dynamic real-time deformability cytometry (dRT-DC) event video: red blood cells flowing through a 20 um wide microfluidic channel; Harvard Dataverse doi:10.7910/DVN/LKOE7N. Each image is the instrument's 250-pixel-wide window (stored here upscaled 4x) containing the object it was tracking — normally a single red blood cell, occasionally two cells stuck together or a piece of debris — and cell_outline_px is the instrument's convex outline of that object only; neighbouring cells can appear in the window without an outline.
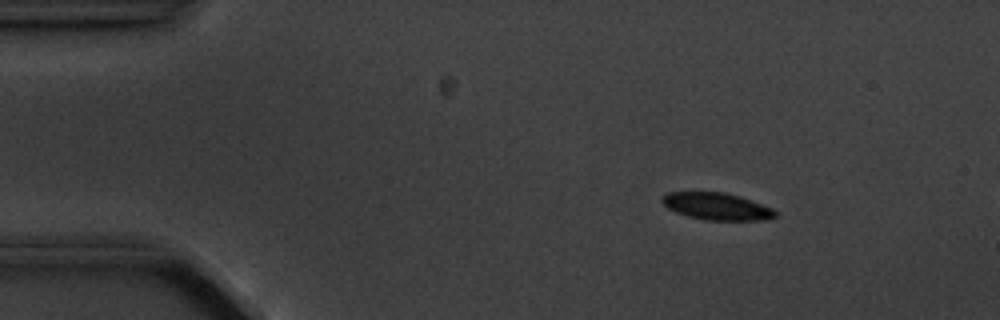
{"species": "common noctule bat (a hibernating species)", "species_latin": "Nyctalus noctula", "temperature_condition": "cold", "stored_images_in_passage": 3, "camera_frame_rate_fps": 3000, "um_per_image_px": 0.085, "animal": {"sex": "male", "body_mass_g": 20.1, "forearm_length_mm": 53.5}, "frame": {"image": 1, "passage_image": 1, "time_ms": 0.0, "image_size_px": [1000, 320], "cell_outline_px": [[776, 216], [764, 220], [704, 220], [688, 216], [676, 212], [668, 208], [660, 200], [668, 192], [724, 192], [740, 196], [772, 208], [776, 212]], "centroid_in_image_um": [60.92, 17.54], "position_along_channel_um": 24.1, "area_um2": 17.74}}